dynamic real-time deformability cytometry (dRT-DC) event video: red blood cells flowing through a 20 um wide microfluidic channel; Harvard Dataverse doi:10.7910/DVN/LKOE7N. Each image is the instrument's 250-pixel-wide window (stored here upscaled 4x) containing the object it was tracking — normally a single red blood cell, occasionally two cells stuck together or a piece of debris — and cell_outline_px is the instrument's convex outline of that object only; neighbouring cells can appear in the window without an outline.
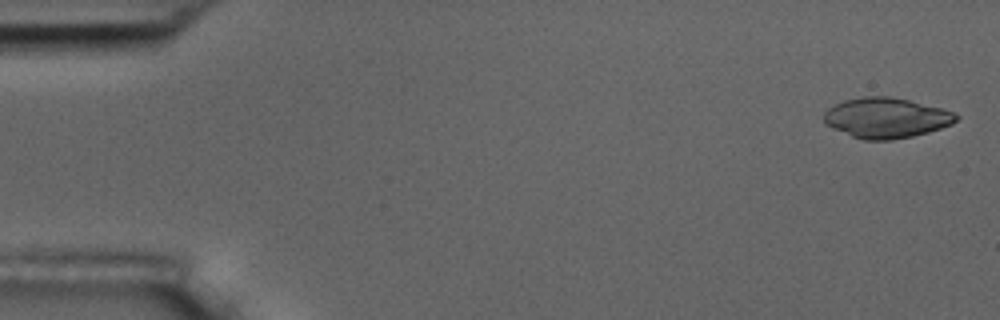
{"species": "common noctule bat (a hibernating species)", "species_latin": "Nyctalus noctula", "temperature_condition": "room temperature", "stored_images_in_passage": 5, "camera_frame_rate_fps": 3000, "um_per_image_px": 0.085, "animal": {"sex": "male", "body_mass_g": 17.5, "forearm_length_mm": 52.3}, "frame": {"image": 1, "passage_image": 1, "time_ms": 0.0, "image_size_px": [1000, 320], "cell_outline_px": [[960, 116], [952, 124], [928, 132], [912, 136], [892, 140], [864, 140], [852, 136], [832, 128], [824, 124], [824, 112], [828, 108], [844, 100], [864, 96], [888, 96], [908, 100], [940, 108], [952, 112]], "centroid_in_image_um": [75.29, 10.02], "position_along_channel_um": 9.7, "area_um2": 30.87}}